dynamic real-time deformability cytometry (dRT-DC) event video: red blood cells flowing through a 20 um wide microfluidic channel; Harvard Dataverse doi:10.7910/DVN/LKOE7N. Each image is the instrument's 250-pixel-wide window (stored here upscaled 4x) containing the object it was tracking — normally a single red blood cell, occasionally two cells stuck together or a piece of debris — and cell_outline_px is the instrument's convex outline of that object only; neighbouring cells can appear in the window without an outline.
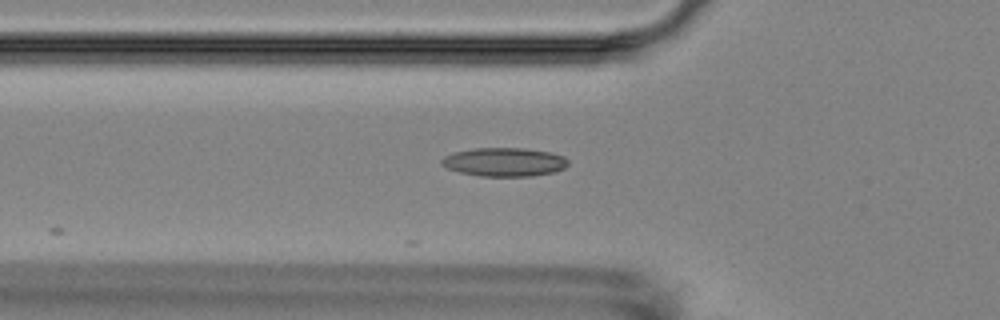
{"species": "Egyptian fruit bat (a non-hibernating species)", "species_latin": "Rousettus aegyptiacus", "temperature_condition": "room temperature", "stored_images_in_passage": 3, "camera_frame_rate_fps": 3000, "um_per_image_px": 0.085, "animal": {"sex": "female"}, "frame": {"image": 1, "passage_image": 3, "time_ms": 2.333, "image_size_px": [1000, 320], "cell_outline_px": [[568, 164], [564, 168], [552, 172], [532, 176], [480, 176], [460, 172], [448, 168], [440, 164], [440, 160], [444, 156], [452, 152], [472, 148], [524, 148], [548, 152], [564, 156], [568, 160]], "centroid_in_image_um": [42.83, 13.76], "position_along_channel_um": 83.0, "area_um2": 21.15}}